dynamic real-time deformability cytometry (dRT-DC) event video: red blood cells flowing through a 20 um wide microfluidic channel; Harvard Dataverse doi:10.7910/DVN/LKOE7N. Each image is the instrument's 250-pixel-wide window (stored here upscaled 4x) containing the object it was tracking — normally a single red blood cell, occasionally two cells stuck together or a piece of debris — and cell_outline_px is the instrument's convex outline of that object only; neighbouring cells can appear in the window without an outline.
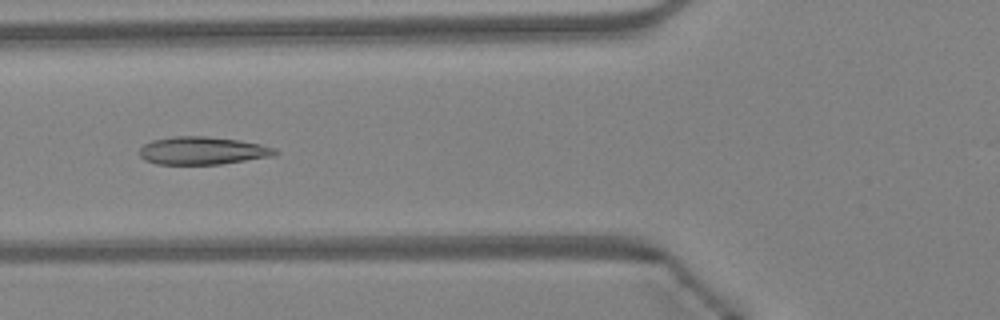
{"species": "Egyptian fruit bat (a non-hibernating species)", "species_latin": "Rousettus aegyptiacus", "temperature_condition": "warm", "stored_images_in_passage": 47, "camera_frame_rate_fps": 3000, "um_per_image_px": 0.085, "animal": {"sex": "female"}, "frame": {"image": 1, "passage_image": 17, "time_ms": 5.333, "image_size_px": [1000, 320], "cell_outline_px": [[280, 152], [276, 156], [220, 164], [156, 164], [144, 160], [140, 156], [140, 148], [144, 144], [152, 140], [172, 136], [208, 136], [240, 140], [260, 144], [276, 148]], "centroid_in_image_um": [17.25, 12.8], "position_along_channel_um": 108.6, "area_um2": 22.25}}
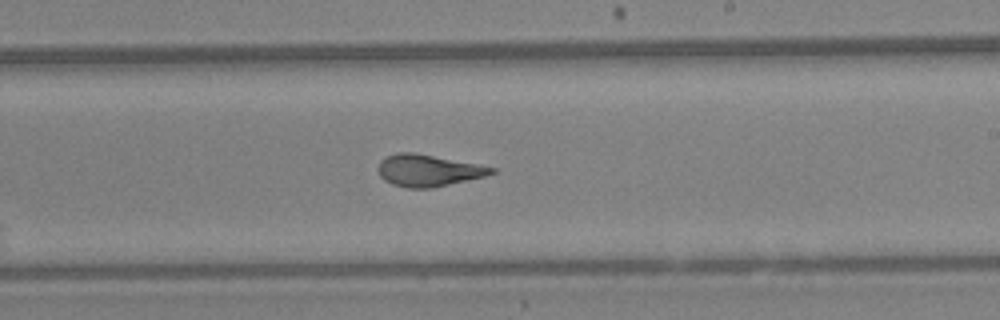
{"frame": {"image": 2, "passage_image": 27, "time_ms": 8.667, "image_size_px": [1000, 320], "cell_outline_px": [[496, 172], [484, 176], [432, 188], [408, 188], [392, 184], [384, 180], [380, 176], [380, 160], [396, 152], [412, 152], [476, 164], [496, 168]], "centroid_in_image_um": [36.38, 14.49], "position_along_channel_um": 252.6, "area_um2": 20.58}}
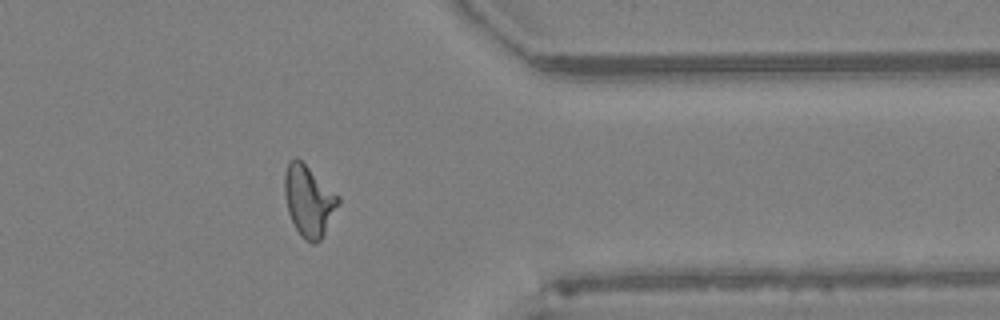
{"frame": {"image": 3, "passage_image": 37, "time_ms": 12.0, "image_size_px": [1000, 320], "cell_outline_px": [[340, 200], [320, 240], [316, 244], [312, 244], [304, 240], [300, 236], [288, 212], [284, 196], [284, 172], [288, 160], [296, 156], [340, 196]], "centroid_in_image_um": [26.21, 17.04], "position_along_channel_um": 385.2, "area_um2": 22.14}, "authors_computed_cell_mechanics": {"area_um2": 21.964, "velocity_mm_per_s": 4.3371, "shape_relaxation_time_tau1_ms": 8.2715, "shape_relaxation_time_tau2_ms": 1.4245, "deformation_change_tau1": 0.2483, "deformation_change_tau2": 0.0882}}